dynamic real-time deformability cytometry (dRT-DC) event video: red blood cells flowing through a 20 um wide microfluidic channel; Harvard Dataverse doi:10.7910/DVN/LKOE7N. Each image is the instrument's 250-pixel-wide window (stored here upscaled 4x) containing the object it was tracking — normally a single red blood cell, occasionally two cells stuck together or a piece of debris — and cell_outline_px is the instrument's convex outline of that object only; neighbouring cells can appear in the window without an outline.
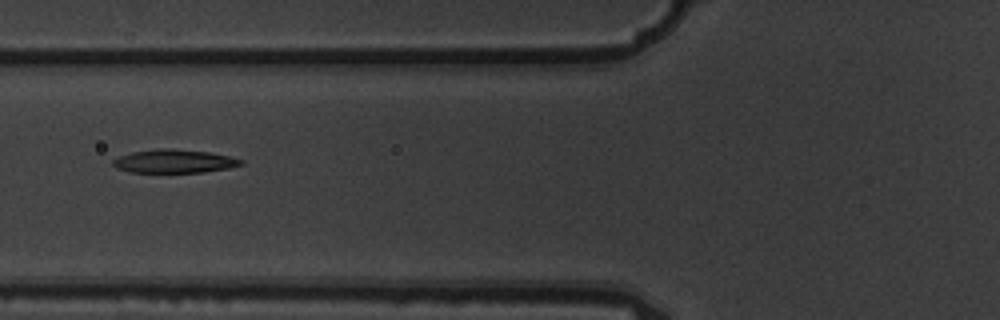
{"species": "common noctule bat (a hibernating species)", "species_latin": "Nyctalus noctula", "temperature_condition": "warm", "stored_images_in_passage": 9, "camera_frame_rate_fps": 3000, "um_per_image_px": 0.085, "animal": {"sex": "male", "body_mass_g": 19.5, "forearm_length_mm": 54.6}, "frame": {"image": 1, "passage_image": 4, "time_ms": 1.0, "image_size_px": [1000, 320], "cell_outline_px": [[244, 164], [228, 168], [204, 172], [128, 172], [116, 168], [112, 164], [112, 160], [120, 156], [132, 152], [160, 148], [172, 148], [208, 152], [228, 156], [244, 160]], "centroid_in_image_um": [14.8, 13.7], "position_along_channel_um": 111.0, "area_um2": 17.46}}
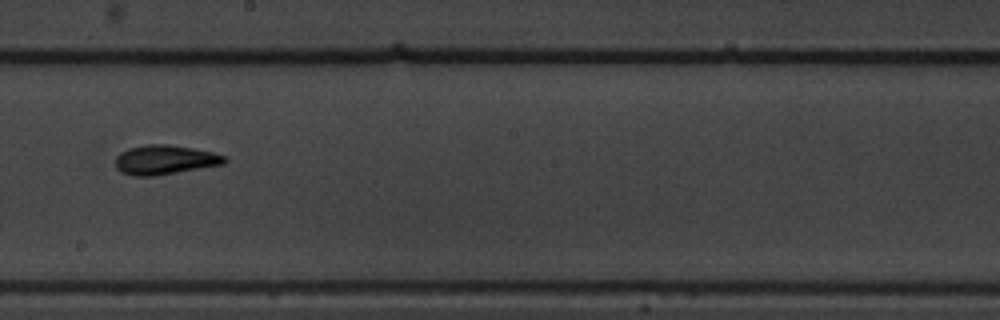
{"frame": {"image": 2, "passage_image": 7, "time_ms": 2.0, "image_size_px": [1000, 320], "cell_outline_px": [[228, 160], [224, 164], [156, 176], [132, 176], [120, 172], [116, 168], [116, 156], [120, 152], [128, 148], [148, 144], [168, 144], [192, 148], [212, 152], [228, 156]], "centroid_in_image_um": [14.01, 13.59], "position_along_channel_um": 234.2, "area_um2": 18.9}}
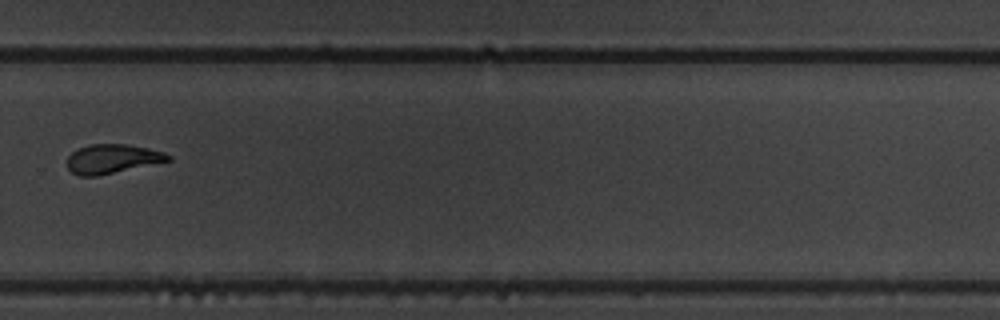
{"frame": {"image": 3, "passage_image": 9, "time_ms": 2.667, "image_size_px": [1000, 320], "cell_outline_px": [[172, 160], [96, 176], [80, 176], [72, 172], [68, 168], [68, 156], [76, 148], [88, 144], [128, 144], [148, 148], [164, 152], [172, 156]], "centroid_in_image_um": [9.54, 13.48], "position_along_channel_um": 320.3, "area_um2": 17.17}}